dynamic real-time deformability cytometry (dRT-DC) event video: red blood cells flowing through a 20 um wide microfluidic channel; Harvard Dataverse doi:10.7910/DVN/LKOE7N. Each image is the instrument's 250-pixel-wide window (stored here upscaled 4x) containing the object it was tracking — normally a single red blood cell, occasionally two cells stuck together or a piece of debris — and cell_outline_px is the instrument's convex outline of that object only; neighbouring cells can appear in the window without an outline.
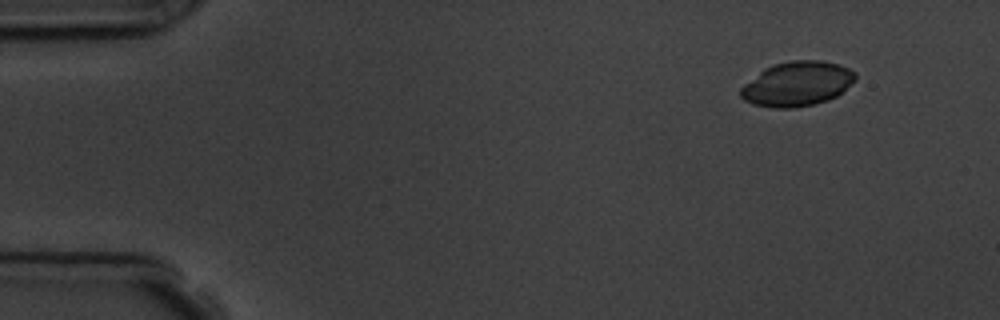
{"species": "common noctule bat (a hibernating species)", "species_latin": "Nyctalus noctula", "temperature_condition": "room temperature", "stored_images_in_passage": 5, "camera_frame_rate_fps": 3000, "um_per_image_px": 0.085, "animal": {"sex": "male", "body_mass_g": 19.5, "forearm_length_mm": 54.6}, "frame": {"image": 1, "passage_image": 1, "time_ms": 0.0, "image_size_px": [1000, 320], "cell_outline_px": [[856, 80], [836, 96], [828, 100], [812, 104], [792, 108], [776, 108], [752, 104], [744, 100], [740, 96], [740, 88], [744, 84], [764, 68], [772, 64], [792, 60], [820, 60], [840, 64], [856, 72]], "centroid_in_image_um": [67.75, 7.11], "position_along_channel_um": 17.2, "area_um2": 29.88}}